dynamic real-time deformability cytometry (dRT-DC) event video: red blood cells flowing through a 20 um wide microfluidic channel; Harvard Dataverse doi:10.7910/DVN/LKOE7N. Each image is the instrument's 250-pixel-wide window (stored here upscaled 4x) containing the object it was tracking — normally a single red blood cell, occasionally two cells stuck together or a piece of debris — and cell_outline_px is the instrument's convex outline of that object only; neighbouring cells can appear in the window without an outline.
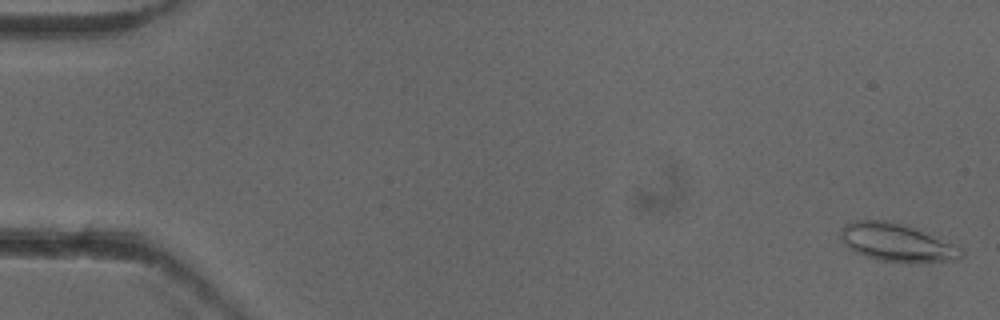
{"species": "common noctule bat (a hibernating species)", "species_latin": "Nyctalus noctula", "temperature_condition": "cold", "stored_images_in_passage": 52, "camera_frame_rate_fps": 3000, "um_per_image_px": 0.085, "animal": {"sex": "female"}, "frame": {"image": 1, "passage_image": 1, "time_ms": 0.0, "image_size_px": [1000, 320], "cell_outline_px": [[964, 256], [960, 260], [912, 264], [876, 260], [864, 256], [848, 248], [844, 244], [840, 236], [840, 232], [844, 224], [852, 220], [888, 220], [908, 224], [920, 228], [956, 244], [964, 248]], "centroid_in_image_um": [76.32, 20.62], "position_along_channel_um": 8.7, "area_um2": 28.09}}
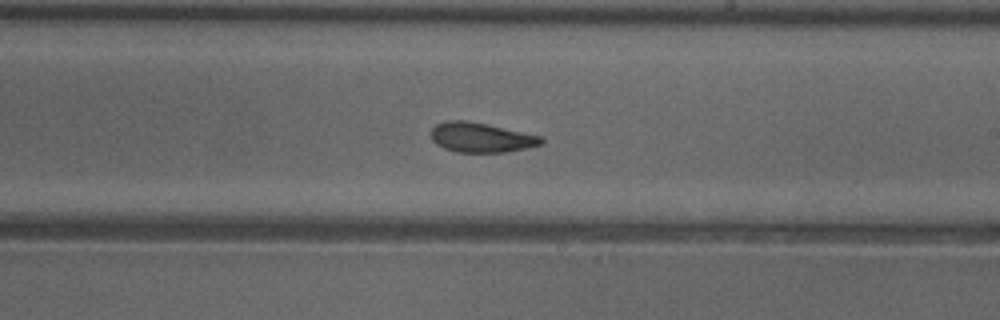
{"frame": {"image": 2, "passage_image": 31, "time_ms": 10.0, "image_size_px": [1000, 320], "cell_outline_px": [[544, 144], [504, 152], [456, 152], [444, 148], [436, 144], [432, 140], [432, 128], [436, 124], [448, 120], [464, 120], [544, 136]], "centroid_in_image_um": [40.91, 11.69], "position_along_channel_um": 248.1, "area_um2": 18.96}}
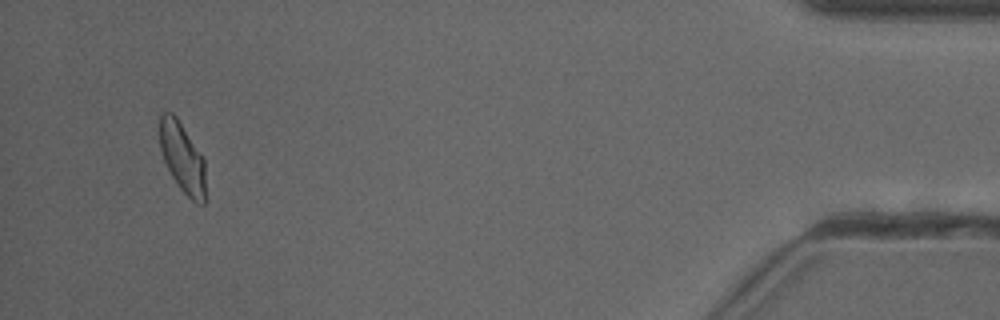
{"frame": {"image": 3, "passage_image": 50, "time_ms": 16.333, "image_size_px": [1000, 320], "cell_outline_px": [[204, 204], [196, 204], [176, 184], [164, 160], [160, 148], [160, 112], [172, 112], [176, 116], [204, 160]], "centroid_in_image_um": [15.47, 13.39], "position_along_channel_um": 419.7, "area_um2": 18.26}, "authors_computed_cell_mechanics": {"area_um2": 19.652, "velocity_mm_per_s": 3.9173, "shape_relaxation_time_tau1_ms": 8.538, "shape_relaxation_time_tau2_ms": 2.0507, "deformation_change_tau1": 0.1837, "deformation_change_tau2": 0.0758}}